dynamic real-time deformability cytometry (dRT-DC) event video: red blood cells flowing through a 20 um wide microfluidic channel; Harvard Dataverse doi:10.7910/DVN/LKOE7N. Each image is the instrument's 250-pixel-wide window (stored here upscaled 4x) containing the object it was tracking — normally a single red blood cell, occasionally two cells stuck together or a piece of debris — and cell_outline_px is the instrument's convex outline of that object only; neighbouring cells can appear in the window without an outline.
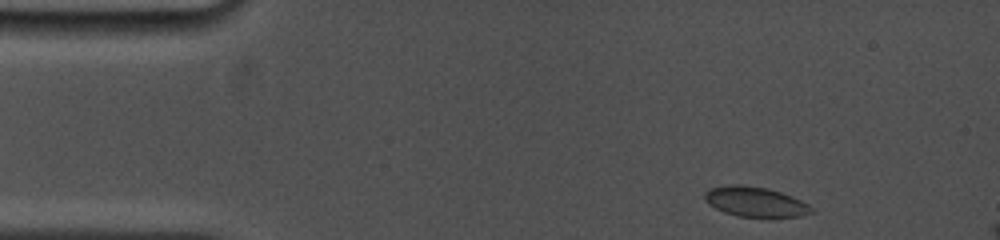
{"species": "common noctule bat (a hibernating species)", "species_latin": "Nyctalus noctula", "temperature_condition": "cold", "stored_images_in_passage": 34, "camera_frame_rate_fps": 5000, "um_per_image_px": 0.085, "animal": {"sex": "female", "body_mass_g": 19.0, "forearm_length_mm": 53.3}, "frame": {"image": 1, "passage_image": 1, "time_ms": 0.0, "image_size_px": [1000, 240], "cell_outline_px": [[816, 212], [804, 216], [736, 216], [724, 212], [708, 204], [704, 200], [704, 192], [708, 188], [732, 184], [740, 184], [768, 188], [792, 196], [808, 204]], "centroid_in_image_um": [64.18, 17.14], "position_along_channel_um": 20.8, "area_um2": 18.67}}
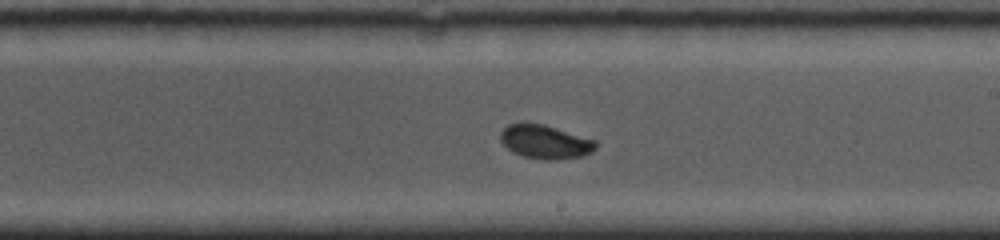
{"frame": {"image": 2, "passage_image": 19, "time_ms": 7.8, "image_size_px": [1000, 240], "cell_outline_px": [[596, 148], [592, 152], [584, 156], [556, 160], [544, 160], [524, 156], [512, 152], [500, 140], [500, 132], [508, 124], [520, 120], [524, 120], [544, 124], [596, 140]], "centroid_in_image_um": [46.31, 12.02], "position_along_channel_um": 242.7, "area_um2": 19.25}}
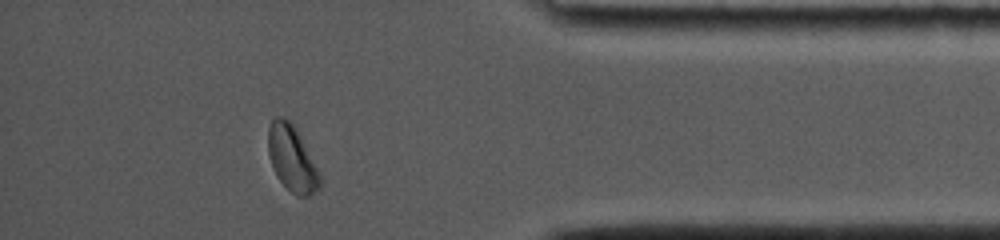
{"frame": {"image": 3, "passage_image": 30, "time_ms": 12.6, "image_size_px": [1000, 240], "cell_outline_px": [[320, 188], [308, 196], [296, 196], [276, 176], [268, 152], [268, 128], [272, 120], [276, 116], [280, 116], [288, 120], [296, 128], [320, 176]], "centroid_in_image_um": [24.79, 13.47], "position_along_channel_um": 410.4, "area_um2": 19.31}, "authors_computed_cell_mechanics": {"area_um2": 18.8717, "velocity_mm_per_s": 3.8047, "shape_relaxation_time_tau1_ms": 2.0377, "shape_relaxation_time_tau2_ms": 0.5618, "deformation_change_tau1": 0.0797, "deformation_change_tau2": 0.0418}}